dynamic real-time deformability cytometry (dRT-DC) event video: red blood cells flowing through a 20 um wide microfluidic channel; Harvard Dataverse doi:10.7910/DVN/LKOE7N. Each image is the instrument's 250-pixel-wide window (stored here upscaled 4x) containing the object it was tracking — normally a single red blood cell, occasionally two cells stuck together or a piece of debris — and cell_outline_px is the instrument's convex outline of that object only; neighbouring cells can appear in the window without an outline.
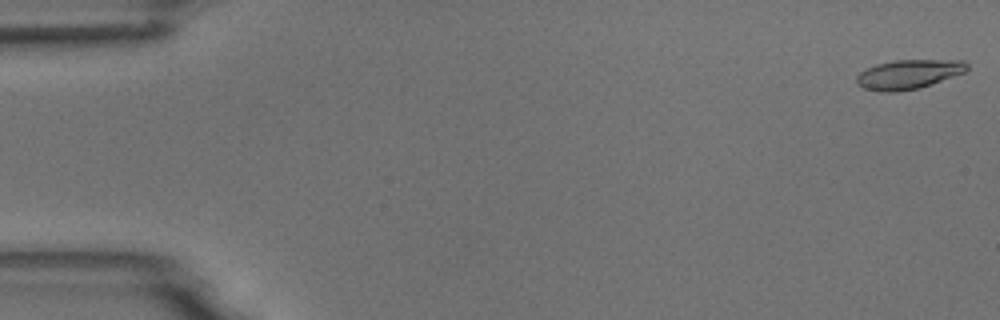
{"species": "common noctule bat (a hibernating species)", "species_latin": "Nyctalus noctula", "temperature_condition": "room temperature", "stored_images_in_passage": 4, "camera_frame_rate_fps": 3000, "um_per_image_px": 0.085, "animal": {"sex": "male", "body_mass_g": 18.8}, "frame": {"image": 1, "passage_image": 1, "time_ms": 0.0, "image_size_px": [1000, 320], "cell_outline_px": [[968, 68], [964, 72], [920, 88], [896, 92], [876, 92], [864, 88], [856, 84], [856, 76], [860, 72], [876, 64], [896, 60], [964, 60], [968, 64]], "centroid_in_image_um": [77.19, 6.32], "position_along_channel_um": 7.8, "area_um2": 18.9}}
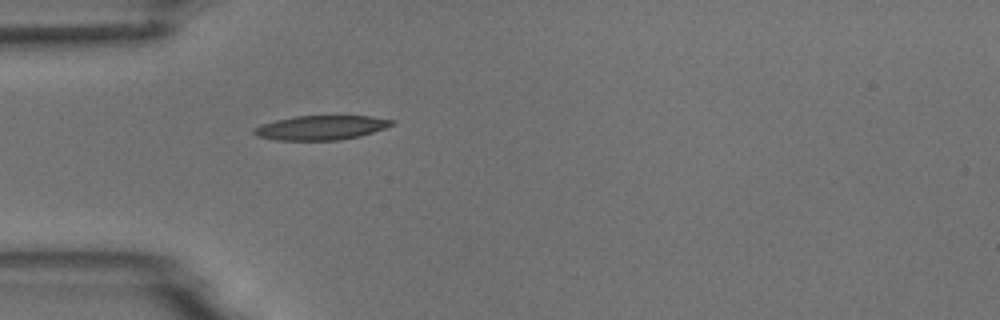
{"frame": {"image": 2, "passage_image": 4, "time_ms": 5.0, "image_size_px": [1000, 320], "cell_outline_px": [[396, 124], [360, 136], [340, 140], [276, 140], [256, 136], [252, 132], [252, 128], [260, 124], [292, 116], [372, 116], [396, 120]], "centroid_in_image_um": [27.27, 10.85], "position_along_channel_um": 57.7, "area_um2": 19.77}}